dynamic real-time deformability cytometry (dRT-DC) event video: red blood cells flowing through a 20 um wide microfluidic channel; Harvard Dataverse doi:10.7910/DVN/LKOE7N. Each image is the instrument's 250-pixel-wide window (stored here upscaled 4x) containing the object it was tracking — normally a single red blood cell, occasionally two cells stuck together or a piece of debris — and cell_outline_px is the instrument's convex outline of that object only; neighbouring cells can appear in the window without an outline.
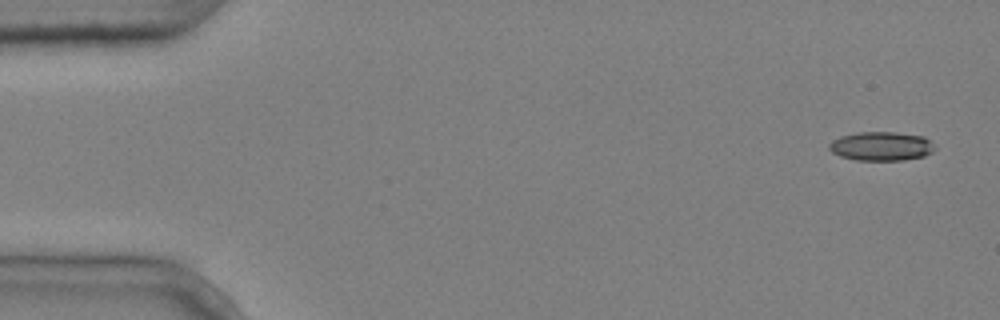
{"species": "common noctule bat (a hibernating species)", "species_latin": "Nyctalus noctula", "temperature_condition": "cold", "stored_images_in_passage": 4, "camera_frame_rate_fps": 3000, "um_per_image_px": 0.085, "animal": {"sex": "male", "body_mass_g": 20.4}, "frame": {"image": 1, "passage_image": 1, "time_ms": 0.0, "image_size_px": [1000, 320], "cell_outline_px": [[936, 148], [932, 152], [924, 156], [904, 160], [856, 160], [840, 156], [832, 152], [828, 148], [828, 144], [832, 140], [840, 136], [860, 132], [896, 132], [924, 136], [936, 144]], "centroid_in_image_um": [74.93, 12.42], "position_along_channel_um": 10.1, "area_um2": 18.03}}
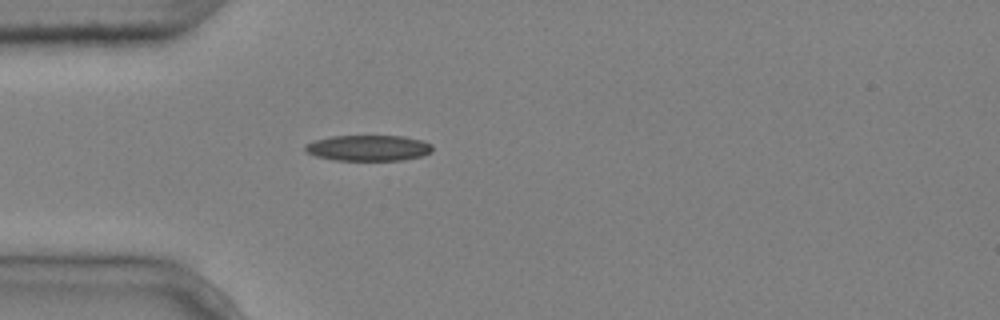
{"frame": {"image": 2, "passage_image": 4, "time_ms": 1.0, "image_size_px": [1000, 320], "cell_outline_px": [[432, 152], [420, 156], [404, 160], [336, 160], [316, 156], [308, 152], [304, 148], [304, 144], [316, 140], [332, 136], [404, 136], [424, 140], [432, 144]], "centroid_in_image_um": [31.35, 12.57], "position_along_channel_um": 53.7, "area_um2": 19.13}}